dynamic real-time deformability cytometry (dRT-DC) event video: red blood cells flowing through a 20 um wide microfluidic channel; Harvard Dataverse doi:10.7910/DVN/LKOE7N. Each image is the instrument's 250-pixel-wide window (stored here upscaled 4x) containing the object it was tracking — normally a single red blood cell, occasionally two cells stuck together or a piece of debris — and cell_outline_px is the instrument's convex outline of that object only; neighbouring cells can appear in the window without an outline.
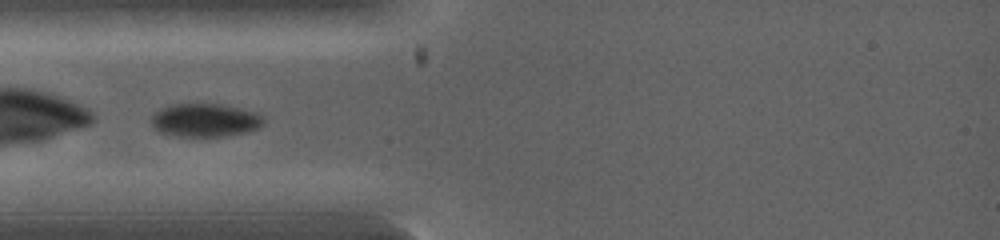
{"species": "common noctule bat (a hibernating species)", "species_latin": "Nyctalus noctula", "temperature_condition": "warm", "stored_images_in_passage": 3, "camera_frame_rate_fps": 5000, "um_per_image_px": 0.085, "animal": {"sex": "female", "body_mass_g": 19.0, "forearm_length_mm": 53.3}, "frame": {"image": 1, "passage_image": 1, "time_ms": 0.0, "image_size_px": [1000, 240], "cell_outline_px": [[264, 124], [256, 128], [224, 136], [176, 136], [160, 132], [152, 124], [152, 116], [160, 108], [168, 104], [224, 104], [256, 112], [264, 116]], "centroid_in_image_um": [17.42, 10.19], "position_along_channel_um": 67.6, "area_um2": 21.62}}
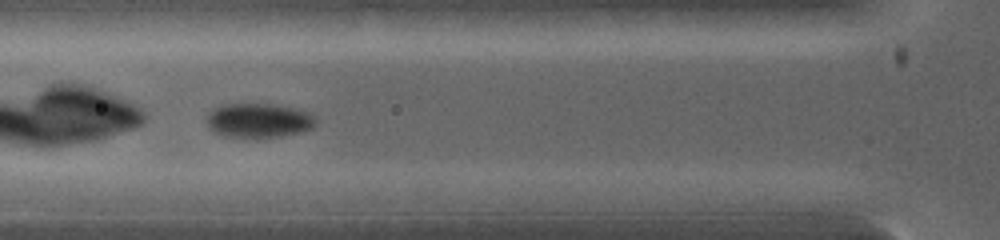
{"frame": {"image": 2, "passage_image": 2, "time_ms": 0.6, "image_size_px": [1000, 240], "cell_outline_px": [[316, 124], [312, 128], [296, 132], [276, 136], [224, 136], [216, 132], [208, 124], [208, 112], [212, 108], [220, 104], [276, 104], [296, 108], [308, 112], [316, 120]], "centroid_in_image_um": [21.98, 10.19], "position_along_channel_um": 103.8, "area_um2": 21.33}}